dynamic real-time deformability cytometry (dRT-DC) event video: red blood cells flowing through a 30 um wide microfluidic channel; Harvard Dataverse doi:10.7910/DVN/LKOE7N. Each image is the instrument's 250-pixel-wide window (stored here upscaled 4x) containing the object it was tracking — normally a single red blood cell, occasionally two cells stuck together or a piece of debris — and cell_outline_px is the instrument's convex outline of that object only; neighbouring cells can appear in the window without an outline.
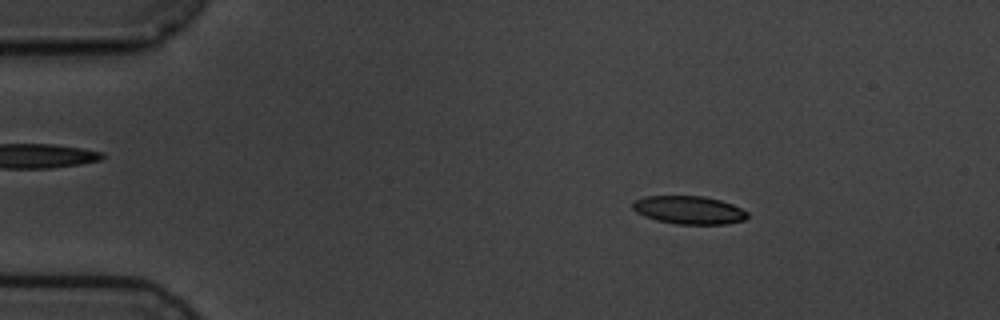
{"species": "common noctule bat (a hibernating species)", "species_latin": "Nyctalus noctula", "temperature_condition": "cold", "stored_images_in_passage": 14, "camera_frame_rate_fps": 3000, "um_per_image_px": 0.085, "animal": {"sex": "male", "body_mass_g": 19.5, "forearm_length_mm": 54.6}, "frame": {"image": 1, "passage_image": 2, "time_ms": 1.333, "image_size_px": [1000, 320], "cell_outline_px": [[748, 216], [744, 220], [724, 224], [676, 224], [656, 220], [644, 216], [636, 212], [632, 208], [632, 200], [644, 196], [704, 196], [720, 200], [732, 204], [748, 212]], "centroid_in_image_um": [58.52, 17.84], "position_along_channel_um": 26.5, "area_um2": 18.9}}
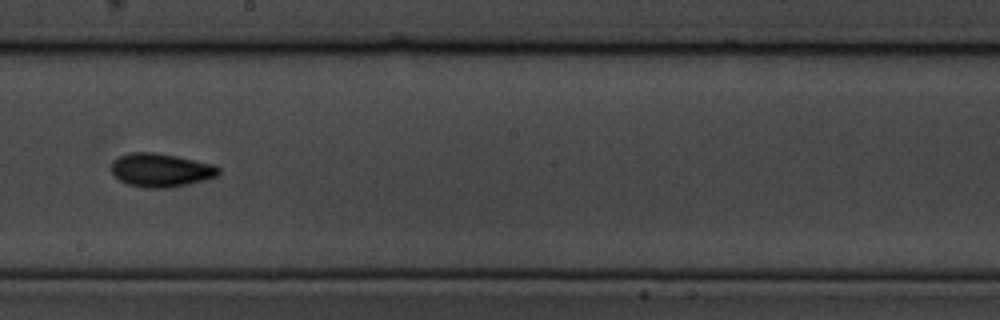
{"frame": {"image": 2, "passage_image": 8, "time_ms": 9.0, "image_size_px": [1000, 320], "cell_outline_px": [[220, 176], [172, 188], [144, 188], [124, 184], [112, 172], [112, 160], [120, 156], [132, 152], [152, 152], [176, 156], [216, 164], [220, 168]], "centroid_in_image_um": [13.71, 14.47], "position_along_channel_um": 234.5, "area_um2": 21.27}}
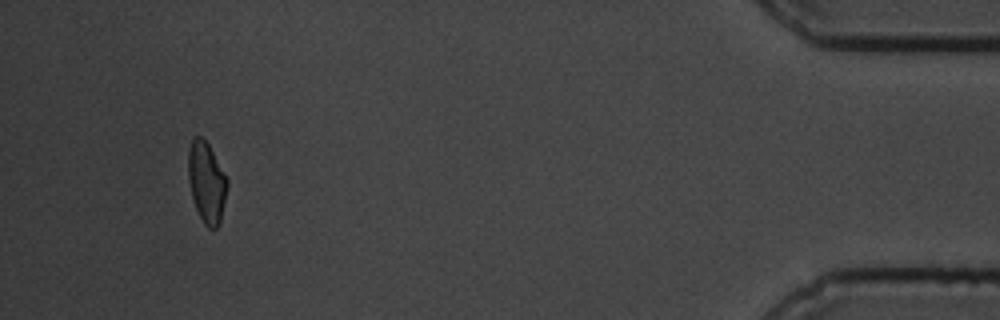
{"frame": {"image": 3, "passage_image": 13, "time_ms": 16.0, "image_size_px": [1000, 320], "cell_outline_px": [[228, 184], [220, 224], [216, 228], [208, 228], [204, 224], [196, 208], [192, 196], [188, 180], [188, 152], [192, 140], [196, 136], [200, 136], [208, 144], [228, 180]], "centroid_in_image_um": [17.56, 15.52], "position_along_channel_um": 417.6, "area_um2": 18.15}, "authors_computed_cell_mechanics": {"area_um2": 19.1896, "velocity_mm_per_s": 3.5638, "shape_relaxation_time_tau1_ms": 1.6604, "shape_relaxation_time_tau2_ms": null, "deformation_change_tau1": 0.0765, "deformation_change_tau2": null}}